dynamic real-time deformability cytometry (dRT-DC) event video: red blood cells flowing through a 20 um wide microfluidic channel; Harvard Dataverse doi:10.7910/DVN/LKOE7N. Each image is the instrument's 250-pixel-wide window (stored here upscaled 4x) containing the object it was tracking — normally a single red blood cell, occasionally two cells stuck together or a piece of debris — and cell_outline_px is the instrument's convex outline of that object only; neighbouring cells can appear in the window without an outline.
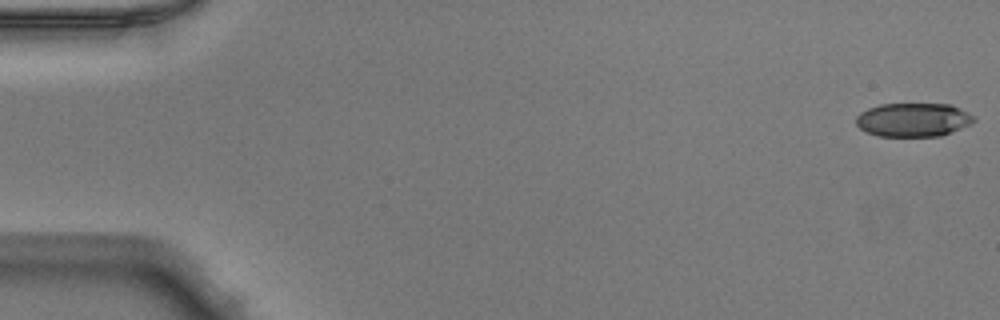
{"species": "Egyptian fruit bat (a non-hibernating species)", "species_latin": "Rousettus aegyptiacus", "temperature_condition": "warm", "stored_images_in_passage": 12, "camera_frame_rate_fps": 3000, "um_per_image_px": 0.085, "animal": {"sex": "male"}, "frame": {"image": 1, "passage_image": 1, "time_ms": 0.0, "image_size_px": [1000, 320], "cell_outline_px": [[976, 120], [972, 124], [940, 136], [880, 136], [868, 132], [860, 128], [856, 124], [856, 116], [860, 112], [868, 108], [880, 104], [952, 104], [976, 116]], "centroid_in_image_um": [77.66, 10.17], "position_along_channel_um": 7.3, "area_um2": 23.29}}